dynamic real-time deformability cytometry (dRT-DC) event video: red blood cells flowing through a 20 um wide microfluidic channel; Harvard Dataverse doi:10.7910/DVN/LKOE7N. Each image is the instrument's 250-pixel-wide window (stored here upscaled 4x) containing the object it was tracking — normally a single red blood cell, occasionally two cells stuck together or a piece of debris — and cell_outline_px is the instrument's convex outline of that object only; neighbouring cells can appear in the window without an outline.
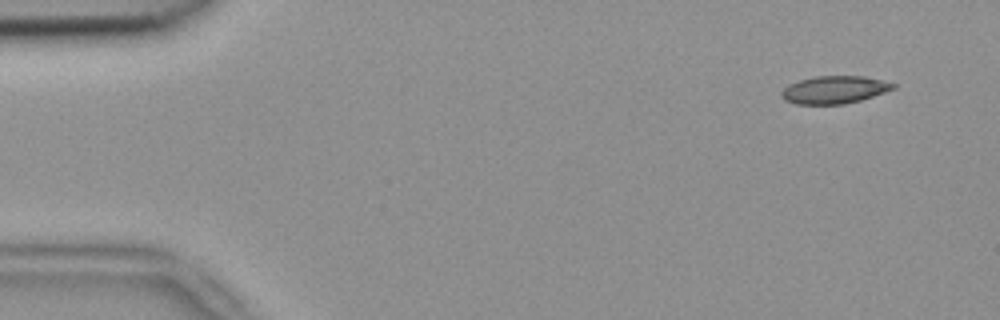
{"species": "common noctule bat (a hibernating species)", "species_latin": "Nyctalus noctula", "temperature_condition": "room temperature", "stored_images_in_passage": 4, "camera_frame_rate_fps": 3000, "um_per_image_px": 0.085, "animal": {"sex": "female", "body_mass_g": 18.4}, "frame": {"image": 1, "passage_image": 1, "time_ms": 0.0, "image_size_px": [1000, 320], "cell_outline_px": [[896, 88], [860, 100], [844, 104], [796, 104], [784, 100], [780, 96], [780, 92], [788, 84], [800, 80], [816, 76], [864, 76], [896, 84]], "centroid_in_image_um": [70.88, 7.63], "position_along_channel_um": 14.1, "area_um2": 17.92}}
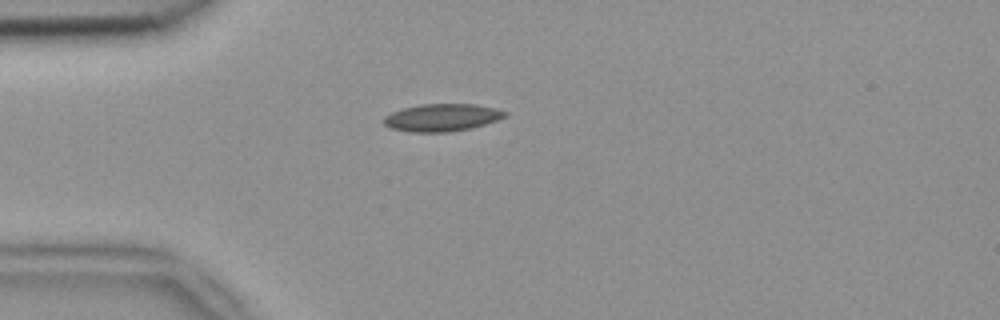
{"frame": {"image": 2, "passage_image": 4, "time_ms": 1.0, "image_size_px": [1000, 320], "cell_outline_px": [[508, 116], [472, 128], [448, 132], [412, 132], [388, 128], [380, 120], [384, 116], [392, 112], [404, 108], [420, 104], [476, 104], [508, 112]], "centroid_in_image_um": [37.52, 9.99], "position_along_channel_um": 47.5, "area_um2": 19.48}}